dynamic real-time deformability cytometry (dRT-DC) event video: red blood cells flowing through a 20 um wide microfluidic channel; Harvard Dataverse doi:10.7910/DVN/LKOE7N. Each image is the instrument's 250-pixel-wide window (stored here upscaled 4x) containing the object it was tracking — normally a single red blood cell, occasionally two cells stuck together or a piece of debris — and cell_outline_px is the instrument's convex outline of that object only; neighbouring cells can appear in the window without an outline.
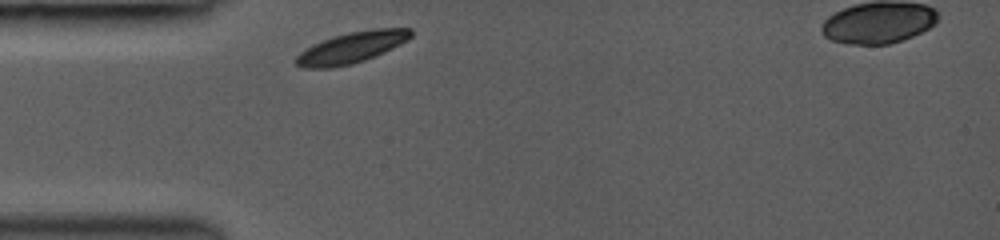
{"species": "common noctule bat (a hibernating species)", "species_latin": "Nyctalus noctula", "temperature_condition": "room temperature", "stored_images_in_passage": 25, "camera_frame_rate_fps": 3000, "um_per_image_px": 0.085, "animal": {"sex": "female", "body_mass_g": 19.0, "forearm_length_mm": 53.3}, "frame": {"image": 1, "passage_image": 1, "time_ms": 0.0, "image_size_px": [1000, 240], "cell_outline_px": [[412, 36], [408, 40], [376, 56], [352, 64], [332, 68], [300, 68], [296, 64], [296, 56], [300, 52], [312, 44], [332, 36], [348, 32], [372, 28], [412, 28]], "centroid_in_image_um": [29.88, 4.03], "position_along_channel_um": 55.1, "area_um2": 21.04}}
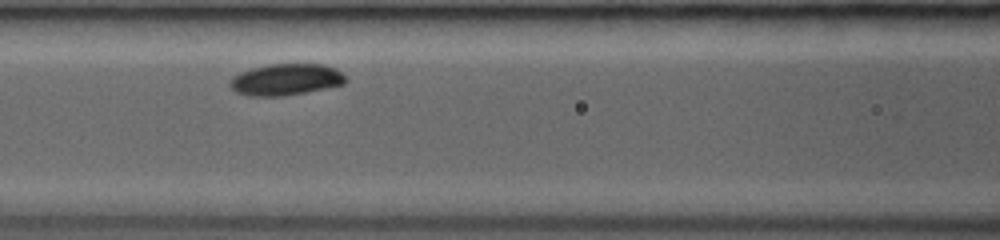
{"frame": {"image": 2, "passage_image": 11, "time_ms": 2.333, "image_size_px": [1000, 240], "cell_outline_px": [[348, 80], [344, 84], [328, 88], [284, 96], [248, 96], [236, 92], [228, 84], [232, 76], [240, 72], [252, 68], [268, 64], [324, 64], [336, 68]], "centroid_in_image_um": [24.3, 6.76], "position_along_channel_um": 142.3, "area_um2": 21.44}}
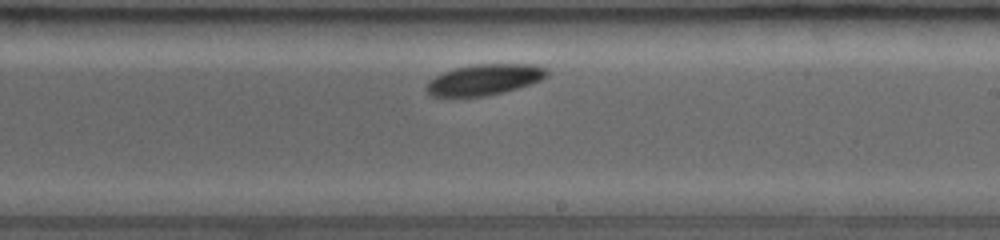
{"frame": {"image": 3, "passage_image": 24, "time_ms": 5.0, "image_size_px": [1000, 240], "cell_outline_px": [[548, 76], [532, 84], [504, 92], [484, 96], [456, 100], [432, 96], [424, 88], [428, 80], [444, 72], [456, 68], [472, 64], [536, 64], [548, 68]], "centroid_in_image_um": [41.13, 6.81], "position_along_channel_um": 247.9, "area_um2": 22.54}}